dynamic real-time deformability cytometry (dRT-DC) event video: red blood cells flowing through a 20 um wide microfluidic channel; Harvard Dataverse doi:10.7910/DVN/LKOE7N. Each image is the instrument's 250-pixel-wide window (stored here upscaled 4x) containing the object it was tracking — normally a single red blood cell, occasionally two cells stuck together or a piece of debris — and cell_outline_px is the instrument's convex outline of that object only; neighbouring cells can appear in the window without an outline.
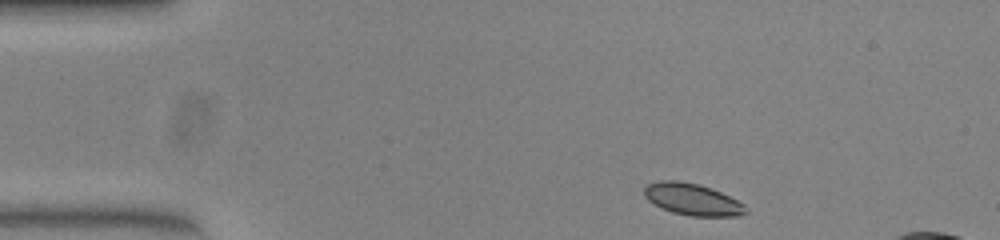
{"species": "common noctule bat (a hibernating species)", "species_latin": "Nyctalus noctula", "temperature_condition": "warm", "stored_images_in_passage": 46, "camera_frame_rate_fps": 3000, "um_per_image_px": 0.085, "animal": {"sex": "female", "body_mass_g": 23.0, "forearm_length_mm": 53.4}, "frame": {"image": 1, "passage_image": 1, "time_ms": 0.0, "image_size_px": [1000, 240], "cell_outline_px": [[748, 212], [740, 216], [692, 216], [672, 212], [648, 200], [644, 196], [644, 188], [648, 184], [660, 180], [676, 180], [700, 184], [720, 192], [744, 204]], "centroid_in_image_um": [58.86, 16.94], "position_along_channel_um": 26.1, "area_um2": 18.61}}
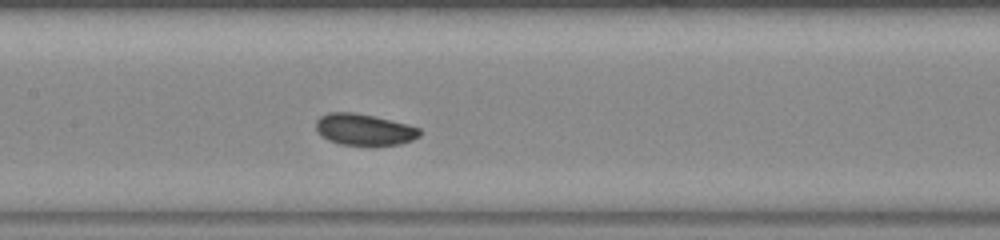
{"frame": {"image": 2, "passage_image": 18, "time_ms": 5.667, "image_size_px": [1000, 240], "cell_outline_px": [[420, 136], [412, 140], [400, 144], [372, 148], [340, 144], [328, 140], [320, 136], [316, 128], [316, 120], [320, 116], [328, 112], [352, 112], [372, 116], [408, 124], [420, 128]], "centroid_in_image_um": [30.95, 11.06], "position_along_channel_um": 176.4, "area_um2": 19.65}}
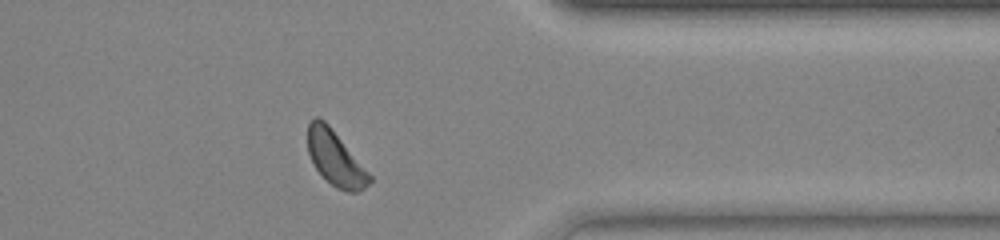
{"frame": {"image": 3, "passage_image": 35, "time_ms": 11.333, "image_size_px": [1000, 240], "cell_outline_px": [[372, 180], [364, 188], [356, 192], [348, 192], [336, 188], [316, 168], [308, 152], [308, 124], [316, 116], [324, 120], [328, 124], [372, 176]], "centroid_in_image_um": [28.51, 13.46], "position_along_channel_um": 382.9, "area_um2": 19.19}, "authors_computed_cell_mechanics": {"area_um2": 19.2185, "velocity_mm_per_s": 3.8755, "shape_relaxation_time_tau1_ms": 4.3364, "shape_relaxation_time_tau2_ms": null, "deformation_change_tau1": 0.115, "deformation_change_tau2": null}}